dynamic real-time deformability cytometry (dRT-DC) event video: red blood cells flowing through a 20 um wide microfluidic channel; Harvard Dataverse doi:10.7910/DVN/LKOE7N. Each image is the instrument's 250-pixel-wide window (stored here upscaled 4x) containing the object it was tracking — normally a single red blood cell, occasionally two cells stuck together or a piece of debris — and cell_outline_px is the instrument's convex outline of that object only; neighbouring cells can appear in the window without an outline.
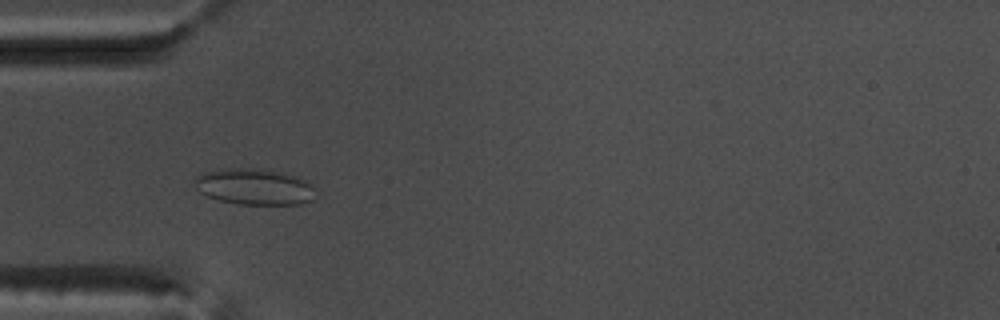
{"species": "common noctule bat (a hibernating species)", "species_latin": "Nyctalus noctula", "temperature_condition": "warm", "stored_images_in_passage": 38, "camera_frame_rate_fps": 3000, "um_per_image_px": 0.085, "animal": {"sex": "male", "body_mass_g": 17.5, "forearm_length_mm": 52.3}, "frame": {"image": 1, "passage_image": 1, "time_ms": 0.0, "image_size_px": [1000, 320], "cell_outline_px": [[316, 200], [300, 204], [240, 204], [220, 200], [208, 196], [200, 192], [196, 188], [196, 176], [204, 172], [228, 168], [252, 168], [280, 172], [296, 176], [312, 184]], "centroid_in_image_um": [21.66, 15.88], "position_along_channel_um": 63.3, "area_um2": 25.32}}
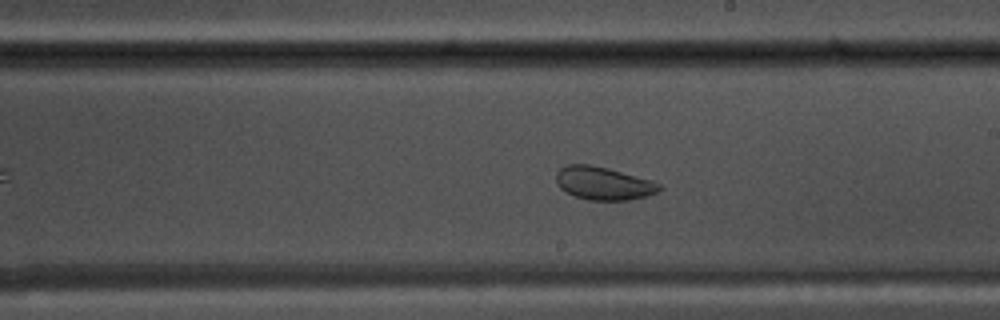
{"frame": {"image": 2, "passage_image": 15, "time_ms": 4.667, "image_size_px": [1000, 320], "cell_outline_px": [[664, 188], [656, 192], [644, 196], [628, 200], [588, 200], [564, 192], [556, 184], [556, 172], [560, 168], [568, 164], [592, 164], [608, 168], [648, 180], [660, 184]], "centroid_in_image_um": [51.23, 15.58], "position_along_channel_um": 237.8, "area_um2": 19.77}}
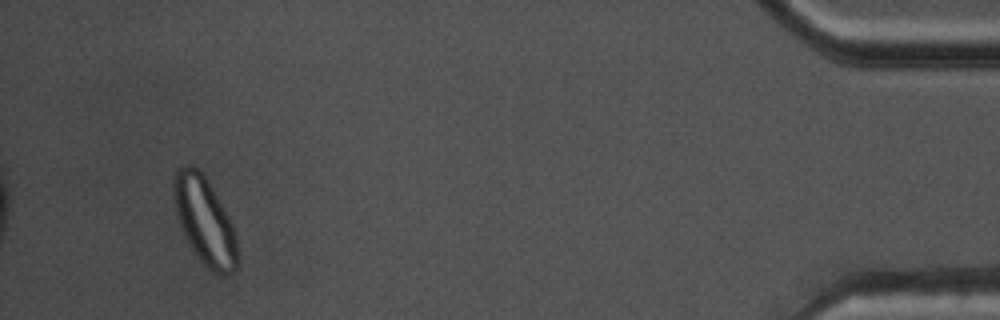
{"frame": {"image": 3, "passage_image": 35, "time_ms": 11.333, "image_size_px": [1000, 320], "cell_outline_px": [[236, 268], [228, 276], [220, 276], [212, 272], [200, 260], [192, 248], [176, 216], [172, 184], [172, 176], [176, 168], [188, 164], [192, 164], [204, 176], [228, 216], [232, 224], [236, 236]], "centroid_in_image_um": [17.36, 18.76], "position_along_channel_um": 417.8, "area_um2": 32.02}, "authors_computed_cell_mechanics": {"area_um2": 22.8599, "velocity_mm_per_s": 3.7746, "shape_relaxation_time_tau1_ms": 11.262, "shape_relaxation_time_tau2_ms": 1.1047, "deformation_change_tau1": 0.1762, "deformation_change_tau2": 0.0511}}